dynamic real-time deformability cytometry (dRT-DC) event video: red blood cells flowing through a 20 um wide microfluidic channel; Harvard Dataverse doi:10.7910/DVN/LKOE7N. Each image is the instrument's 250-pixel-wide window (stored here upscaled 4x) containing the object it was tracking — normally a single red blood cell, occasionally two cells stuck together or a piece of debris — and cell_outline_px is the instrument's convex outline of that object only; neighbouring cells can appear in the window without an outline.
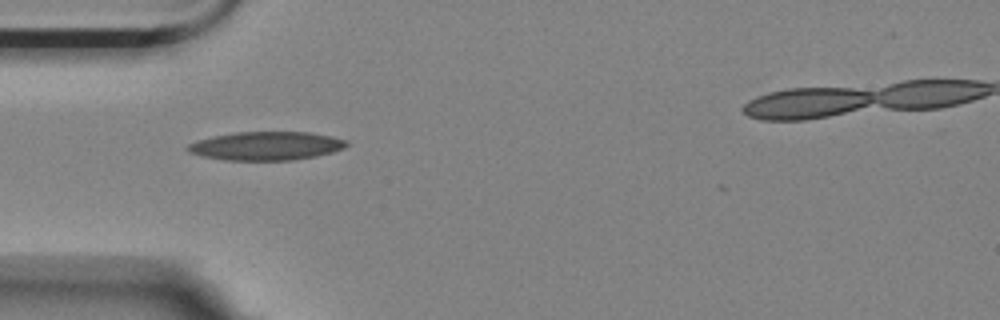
{"species": "Egyptian fruit bat (a non-hibernating species)", "species_latin": "Rousettus aegyptiacus", "temperature_condition": "room temperature", "stored_images_in_passage": 35, "camera_frame_rate_fps": 3000, "um_per_image_px": 0.085, "animal": {"sex": "female"}, "frame": {"image": 1, "passage_image": 1, "time_ms": 0.0, "image_size_px": [1000, 320], "cell_outline_px": [[348, 144], [344, 148], [332, 152], [316, 156], [292, 160], [224, 160], [200, 156], [188, 152], [184, 148], [188, 144], [196, 140], [236, 132], [312, 132], [332, 136], [348, 140]], "centroid_in_image_um": [22.62, 12.4], "position_along_channel_um": 62.4, "area_um2": 26.59}}
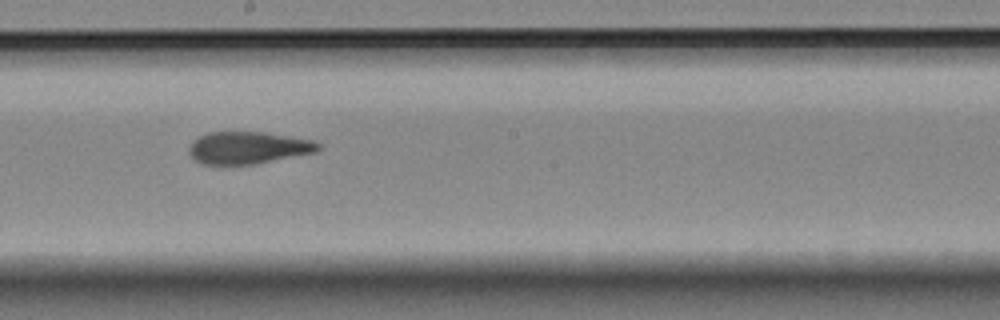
{"frame": {"image": 2, "passage_image": 15, "time_ms": 4.667, "image_size_px": [1000, 320], "cell_outline_px": [[320, 148], [316, 152], [252, 164], [204, 164], [196, 160], [188, 152], [188, 148], [200, 136], [208, 132], [264, 132], [312, 140], [320, 144]], "centroid_in_image_um": [21.1, 12.55], "position_along_channel_um": 227.1, "area_um2": 23.81}}
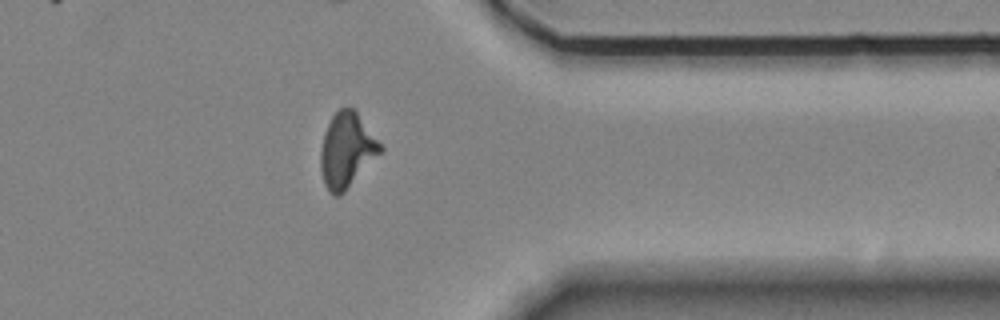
{"frame": {"image": 3, "passage_image": 29, "time_ms": 9.333, "image_size_px": [1000, 320], "cell_outline_px": [[384, 152], [340, 196], [332, 196], [328, 192], [324, 184], [320, 168], [320, 152], [324, 132], [332, 116], [340, 108], [356, 108], [384, 148]], "centroid_in_image_um": [29.5, 12.78], "position_along_channel_um": 381.9, "area_um2": 26.65}}